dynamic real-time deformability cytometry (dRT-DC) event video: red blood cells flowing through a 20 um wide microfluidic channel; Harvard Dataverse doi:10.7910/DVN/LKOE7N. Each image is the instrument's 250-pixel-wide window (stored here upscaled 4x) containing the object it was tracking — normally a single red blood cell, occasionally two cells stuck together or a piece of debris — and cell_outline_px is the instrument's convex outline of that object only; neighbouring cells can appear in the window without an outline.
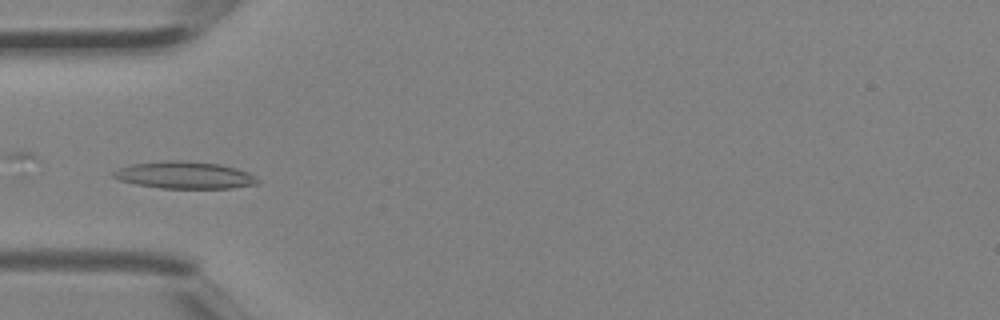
{"species": "Egyptian fruit bat (a non-hibernating species)", "species_latin": "Rousettus aegyptiacus", "temperature_condition": "room temperature", "stored_images_in_passage": 4, "camera_frame_rate_fps": 3000, "um_per_image_px": 0.085, "animal": {"sex": "female"}, "frame": {"image": 1, "passage_image": 4, "time_ms": 1.0, "image_size_px": [1000, 320], "cell_outline_px": [[260, 184], [232, 188], [160, 188], [136, 184], [120, 180], [112, 176], [112, 172], [120, 168], [132, 164], [164, 160], [184, 160], [220, 164], [236, 168], [248, 172], [256, 176], [260, 180]], "centroid_in_image_um": [15.74, 14.88], "position_along_channel_um": 69.3, "area_um2": 22.95}}